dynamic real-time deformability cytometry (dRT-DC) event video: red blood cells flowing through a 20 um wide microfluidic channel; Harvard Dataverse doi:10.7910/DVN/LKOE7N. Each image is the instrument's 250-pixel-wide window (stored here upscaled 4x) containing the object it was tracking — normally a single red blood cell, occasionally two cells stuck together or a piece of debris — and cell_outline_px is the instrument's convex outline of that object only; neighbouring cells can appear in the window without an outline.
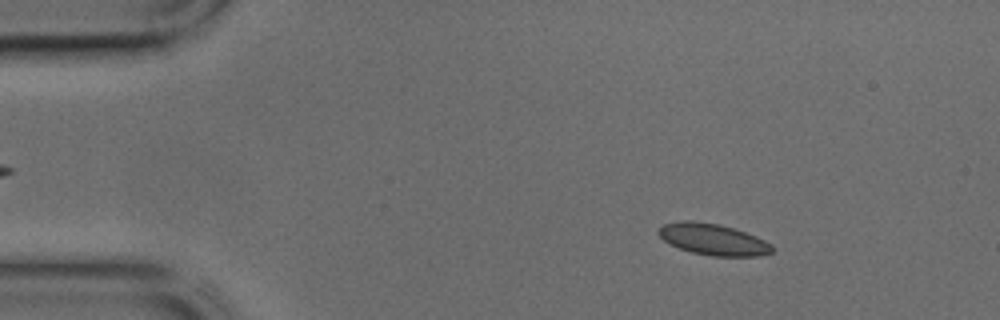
{"species": "common noctule bat (a hibernating species)", "species_latin": "Nyctalus noctula", "temperature_condition": "cold", "stored_images_in_passage": 43, "camera_frame_rate_fps": 3000, "um_per_image_px": 0.085, "animal": {"sex": "male", "body_mass_g": 17.9, "forearm_length_mm": 54.2}, "frame": {"image": 1, "passage_image": 6, "time_ms": 1.667, "image_size_px": [1000, 320], "cell_outline_px": [[776, 248], [772, 252], [760, 256], [712, 256], [692, 252], [680, 248], [664, 240], [656, 232], [664, 224], [680, 220], [692, 220], [716, 224], [732, 228], [756, 236], [772, 244]], "centroid_in_image_um": [60.64, 20.35], "position_along_channel_um": 24.4, "area_um2": 20.63}}
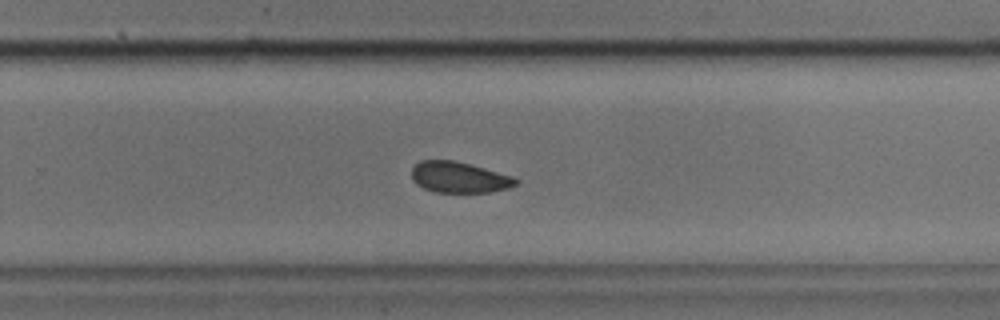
{"frame": {"image": 2, "passage_image": 28, "time_ms": 9.0, "image_size_px": [1000, 320], "cell_outline_px": [[520, 180], [516, 184], [508, 188], [488, 192], [436, 192], [424, 188], [416, 184], [412, 180], [412, 168], [420, 160], [452, 160], [484, 168], [512, 176]], "centroid_in_image_um": [39.01, 15.07], "position_along_channel_um": 290.8, "area_um2": 18.61}}
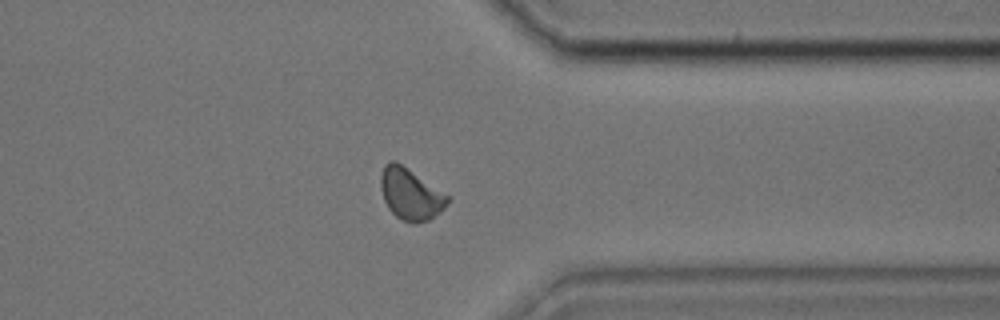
{"frame": {"image": 3, "passage_image": 34, "time_ms": 11.0, "image_size_px": [1000, 320], "cell_outline_px": [[452, 200], [444, 208], [428, 220], [412, 224], [400, 220], [388, 208], [384, 200], [380, 188], [380, 176], [384, 164], [388, 160], [396, 160], [452, 196]], "centroid_in_image_um": [34.91, 16.47], "position_along_channel_um": 376.5, "area_um2": 20.63}}